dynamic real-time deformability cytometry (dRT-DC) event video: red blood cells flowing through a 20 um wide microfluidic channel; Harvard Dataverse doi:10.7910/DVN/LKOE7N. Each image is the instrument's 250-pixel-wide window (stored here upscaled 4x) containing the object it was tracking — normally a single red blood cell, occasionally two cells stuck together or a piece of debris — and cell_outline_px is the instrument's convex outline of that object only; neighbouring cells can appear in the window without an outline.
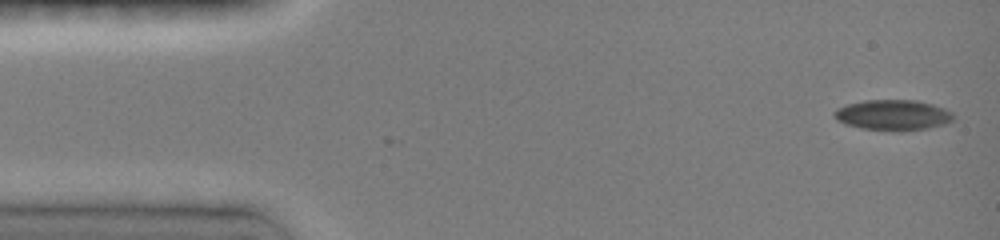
{"species": "common noctule bat (a hibernating species)", "species_latin": "Nyctalus noctula", "temperature_condition": "room temperature", "stored_images_in_passage": 5, "camera_frame_rate_fps": 3000, "um_per_image_px": 0.085, "animal": {"sex": "female", "body_mass_g": 19.0, "forearm_length_mm": 51.5}, "frame": {"image": 1, "passage_image": 1, "time_ms": 0.0, "image_size_px": [1000, 240], "cell_outline_px": [[956, 116], [952, 120], [944, 124], [924, 128], [864, 128], [848, 124], [836, 120], [832, 112], [836, 108], [848, 104], [864, 100], [916, 100], [932, 104], [944, 108], [952, 112]], "centroid_in_image_um": [75.89, 9.72], "position_along_channel_um": 9.1, "area_um2": 20.29}}
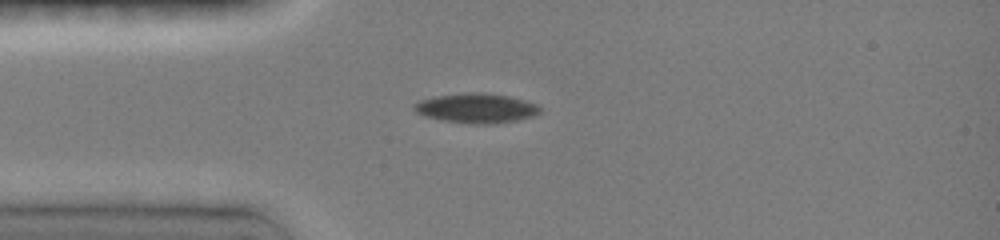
{"frame": {"image": 2, "passage_image": 4, "time_ms": 3.333, "image_size_px": [1000, 240], "cell_outline_px": [[540, 112], [532, 116], [516, 120], [492, 124], [476, 124], [444, 120], [424, 116], [416, 112], [412, 108], [420, 100], [436, 96], [464, 92], [484, 92], [508, 96], [524, 100], [536, 104], [540, 108]], "centroid_in_image_um": [40.48, 9.18], "position_along_channel_um": 44.5, "area_um2": 21.56}}